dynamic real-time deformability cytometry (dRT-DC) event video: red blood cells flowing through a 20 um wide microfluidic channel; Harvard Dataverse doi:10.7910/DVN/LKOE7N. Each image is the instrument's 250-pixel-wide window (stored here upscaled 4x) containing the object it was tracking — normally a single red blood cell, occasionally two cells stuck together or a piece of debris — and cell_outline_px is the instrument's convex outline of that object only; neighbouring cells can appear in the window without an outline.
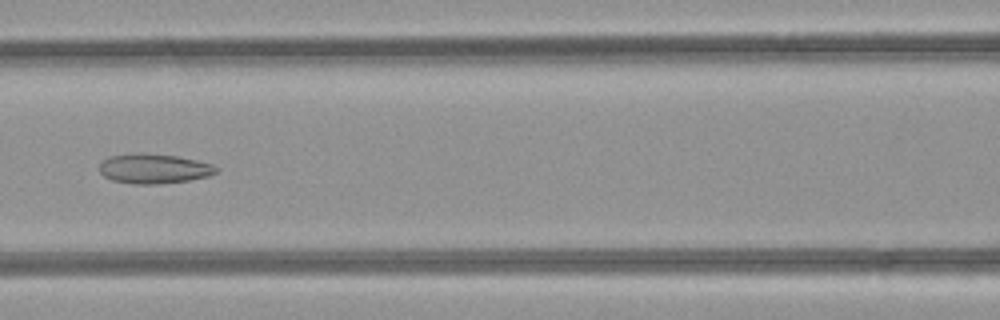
{"species": "common noctule bat (a hibernating species)", "species_latin": "Nyctalus noctula", "temperature_condition": "room temperature", "stored_images_in_passage": 49, "segment_of_instrument_passage": [1, 2], "camera_frame_rate_fps": 3000, "um_per_image_px": 0.085, "animal": {"sex": "female", "body_mass_g": 21.9}, "frame": {"image": 1, "passage_image": 21, "time_ms": 6.667, "image_size_px": [1000, 320], "cell_outline_px": [[220, 168], [216, 172], [208, 176], [188, 180], [156, 184], [132, 184], [112, 180], [104, 176], [100, 172], [100, 164], [108, 156], [136, 152], [140, 152], [176, 156], [196, 160], [212, 164]], "centroid_in_image_um": [13.06, 14.32], "position_along_channel_um": 153.5, "area_um2": 20.29}}
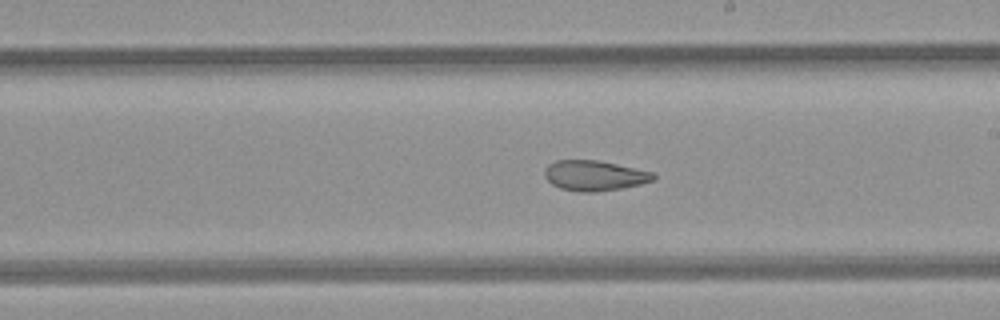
{"frame": {"image": 2, "passage_image": 27, "time_ms": 8.667, "image_size_px": [1000, 320], "cell_outline_px": [[656, 176], [652, 180], [640, 184], [620, 188], [596, 192], [580, 192], [560, 188], [552, 184], [544, 176], [544, 168], [548, 164], [556, 160], [596, 160], [616, 164], [652, 172]], "centroid_in_image_um": [50.47, 14.92], "position_along_channel_um": 238.5, "area_um2": 19.02}}
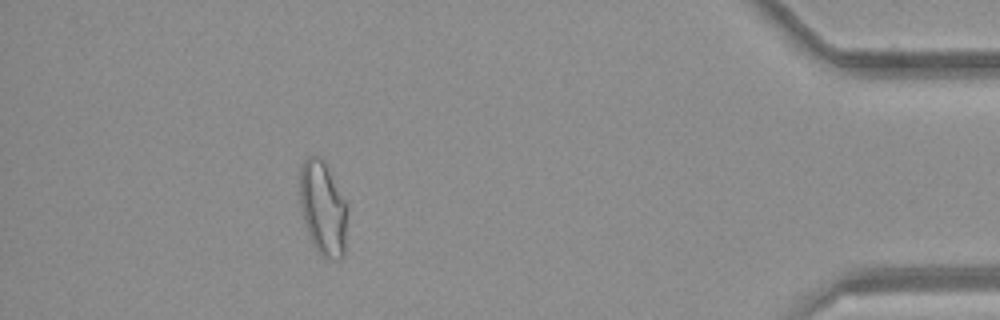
{"frame": {"image": 3, "passage_image": 43, "time_ms": 14.0, "image_size_px": [1000, 320], "cell_outline_px": [[348, 208], [344, 256], [340, 260], [336, 260], [320, 256], [308, 232], [304, 220], [300, 204], [300, 168], [304, 160], [308, 156], [320, 156], [324, 160], [348, 204]], "centroid_in_image_um": [27.48, 17.69], "position_along_channel_um": 407.7, "area_um2": 26.36}}